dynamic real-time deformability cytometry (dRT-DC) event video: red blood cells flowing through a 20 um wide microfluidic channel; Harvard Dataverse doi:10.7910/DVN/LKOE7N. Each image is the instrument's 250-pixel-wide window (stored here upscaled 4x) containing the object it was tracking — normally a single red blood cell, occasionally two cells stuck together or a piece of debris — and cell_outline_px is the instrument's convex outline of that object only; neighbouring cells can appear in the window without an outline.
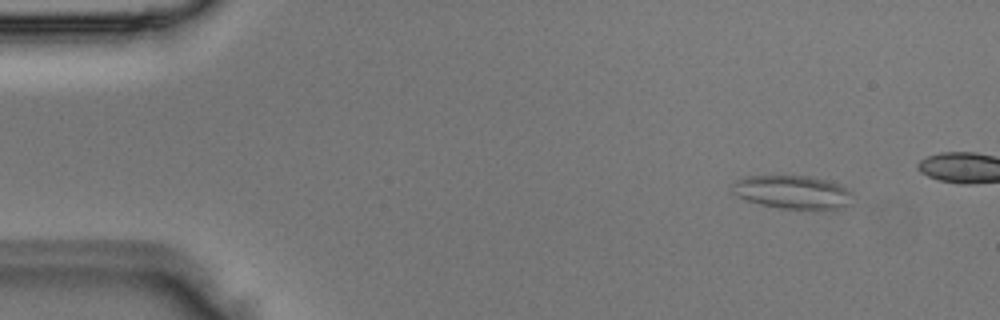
{"species": "Egyptian fruit bat (a non-hibernating species)", "species_latin": "Rousettus aegyptiacus", "temperature_condition": "room temperature", "stored_images_in_passage": 4, "camera_frame_rate_fps": 3000, "um_per_image_px": 0.085, "animal": {"sex": "male"}, "frame": {"image": 1, "passage_image": 1, "time_ms": 0.0, "image_size_px": [1000, 320], "cell_outline_px": [[852, 204], [844, 208], [832, 212], [812, 212], [780, 208], [760, 204], [744, 200], [736, 196], [732, 192], [732, 184], [736, 180], [748, 176], [808, 176], [828, 180], [840, 184], [852, 192]], "centroid_in_image_um": [67.47, 16.4], "position_along_channel_um": 17.5, "area_um2": 24.68}}